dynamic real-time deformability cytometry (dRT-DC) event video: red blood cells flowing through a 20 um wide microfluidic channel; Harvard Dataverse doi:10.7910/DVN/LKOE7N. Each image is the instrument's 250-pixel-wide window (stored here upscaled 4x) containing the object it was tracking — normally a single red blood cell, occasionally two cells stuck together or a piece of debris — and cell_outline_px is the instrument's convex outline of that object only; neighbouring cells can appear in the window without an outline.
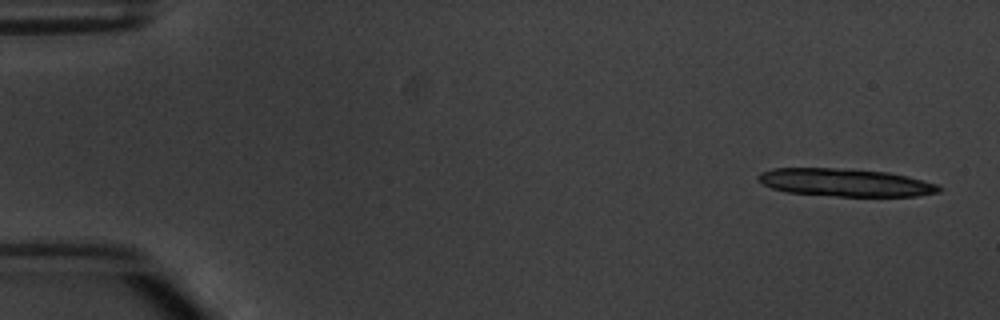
{"species": "common noctule bat (a hibernating species)", "species_latin": "Nyctalus noctula", "temperature_condition": "warm", "stored_images_in_passage": 6, "camera_frame_rate_fps": 3000, "um_per_image_px": 0.085, "animal": {"sex": "male", "body_mass_g": 20.1, "forearm_length_mm": 53.5}, "frame": {"image": 1, "passage_image": 1, "time_ms": 0.0, "image_size_px": [1000, 320], "cell_outline_px": [[944, 188], [940, 192], [916, 196], [836, 196], [784, 192], [772, 188], [756, 180], [756, 176], [760, 172], [772, 168], [840, 168], [888, 172], [908, 176], [936, 184]], "centroid_in_image_um": [71.82, 15.51], "position_along_channel_um": 13.2, "area_um2": 29.48}}